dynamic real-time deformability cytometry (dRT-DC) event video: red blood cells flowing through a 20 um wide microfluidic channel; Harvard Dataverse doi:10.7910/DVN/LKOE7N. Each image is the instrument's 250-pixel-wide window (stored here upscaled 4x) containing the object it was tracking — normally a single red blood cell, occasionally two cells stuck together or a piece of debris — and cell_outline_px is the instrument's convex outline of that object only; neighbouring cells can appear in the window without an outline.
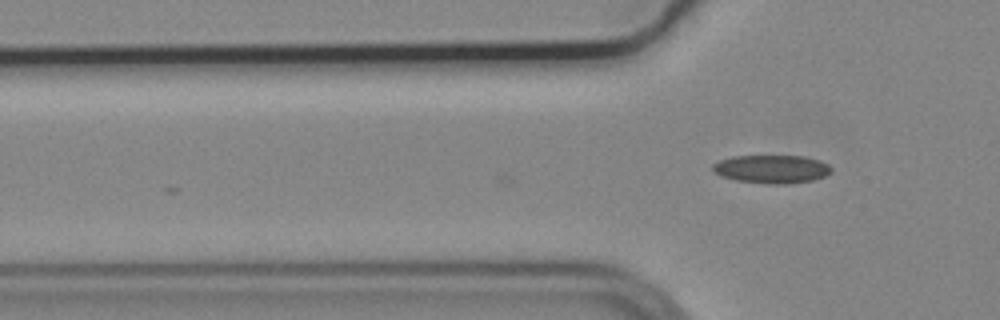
{"species": "common noctule bat (a hibernating species)", "species_latin": "Nyctalus noctula", "temperature_condition": "cold", "stored_images_in_passage": 6, "camera_frame_rate_fps": 3000, "um_per_image_px": 0.085, "animal": {"sex": "male", "body_mass_g": 19.2, "forearm_length_mm": 51.8}, "frame": {"image": 1, "passage_image": 6, "time_ms": 1.667, "image_size_px": [1000, 320], "cell_outline_px": [[832, 172], [824, 176], [812, 180], [784, 184], [768, 184], [736, 180], [720, 176], [712, 172], [712, 164], [720, 160], [732, 156], [804, 156], [820, 160], [828, 164], [832, 168]], "centroid_in_image_um": [65.57, 14.37], "position_along_channel_um": 60.2, "area_um2": 19.65}}